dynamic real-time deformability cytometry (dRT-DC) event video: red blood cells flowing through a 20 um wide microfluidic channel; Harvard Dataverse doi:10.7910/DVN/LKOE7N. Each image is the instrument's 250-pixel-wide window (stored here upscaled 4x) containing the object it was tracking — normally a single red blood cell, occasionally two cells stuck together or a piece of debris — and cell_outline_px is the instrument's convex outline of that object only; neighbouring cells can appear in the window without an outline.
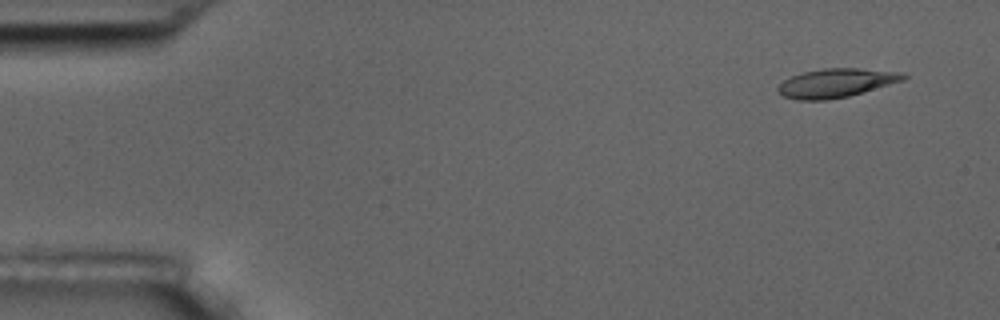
{"species": "common noctule bat (a hibernating species)", "species_latin": "Nyctalus noctula", "temperature_condition": "room temperature", "stored_images_in_passage": 6, "camera_frame_rate_fps": 3000, "um_per_image_px": 0.085, "animal": {"sex": "male", "body_mass_g": 17.5, "forearm_length_mm": 52.3}, "frame": {"image": 1, "passage_image": 1, "time_ms": 0.0, "image_size_px": [1000, 320], "cell_outline_px": [[908, 76], [904, 80], [848, 96], [828, 100], [796, 100], [784, 96], [776, 88], [784, 80], [792, 76], [804, 72], [824, 68], [860, 68], [904, 72]], "centroid_in_image_um": [71.09, 7.04], "position_along_channel_um": 13.9, "area_um2": 20.98}}
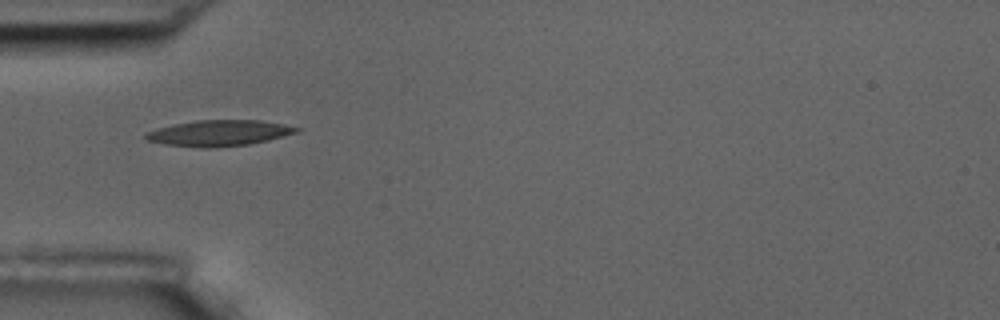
{"frame": {"image": 2, "passage_image": 5, "time_ms": 4.667, "image_size_px": [1000, 320], "cell_outline_px": [[300, 132], [268, 140], [248, 144], [216, 148], [204, 148], [164, 144], [148, 140], [144, 136], [144, 132], [156, 128], [172, 124], [196, 120], [260, 120], [284, 124], [300, 128]], "centroid_in_image_um": [18.6, 11.31], "position_along_channel_um": 66.4, "area_um2": 22.95}}